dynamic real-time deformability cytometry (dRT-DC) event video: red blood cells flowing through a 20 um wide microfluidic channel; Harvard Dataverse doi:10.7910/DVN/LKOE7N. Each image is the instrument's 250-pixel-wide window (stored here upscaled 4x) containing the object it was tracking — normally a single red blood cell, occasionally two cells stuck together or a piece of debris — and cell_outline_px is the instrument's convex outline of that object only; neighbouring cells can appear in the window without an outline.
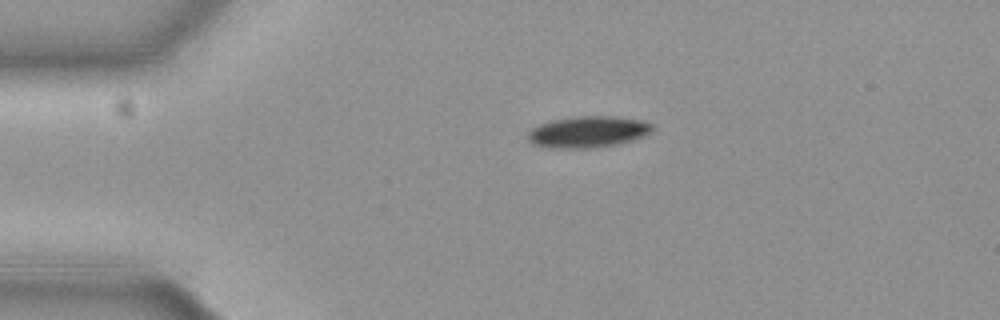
{"species": "common noctule bat (a hibernating species)", "species_latin": "Nyctalus noctula", "temperature_condition": "cold", "stored_images_in_passage": 37, "camera_frame_rate_fps": 3000, "um_per_image_px": 0.085, "animal": {"sex": "female", "body_mass_g": 19.3, "forearm_length_mm": 54.1}, "frame": {"image": 1, "passage_image": 1, "time_ms": 0.0, "image_size_px": [1000, 320], "cell_outline_px": [[652, 128], [648, 132], [640, 136], [616, 144], [584, 148], [552, 148], [532, 144], [528, 140], [528, 132], [532, 128], [540, 124], [552, 120], [576, 116], [612, 116], [636, 120], [652, 124]], "centroid_in_image_um": [49.86, 11.2], "position_along_channel_um": 35.1, "area_um2": 22.14}}
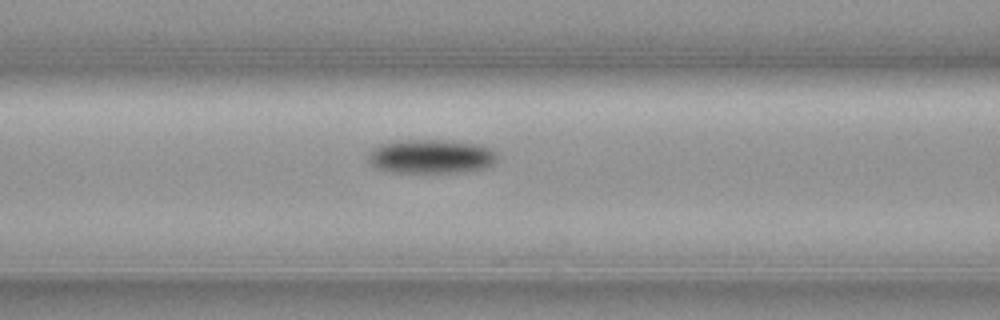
{"frame": {"image": 2, "passage_image": 12, "time_ms": 3.667, "image_size_px": [1000, 320], "cell_outline_px": [[496, 160], [492, 164], [484, 168], [464, 172], [388, 172], [376, 168], [368, 160], [368, 156], [372, 148], [380, 144], [400, 140], [452, 140], [480, 144], [492, 148], [496, 152]], "centroid_in_image_um": [36.65, 13.29], "position_along_channel_um": 130.0, "area_um2": 25.84}}
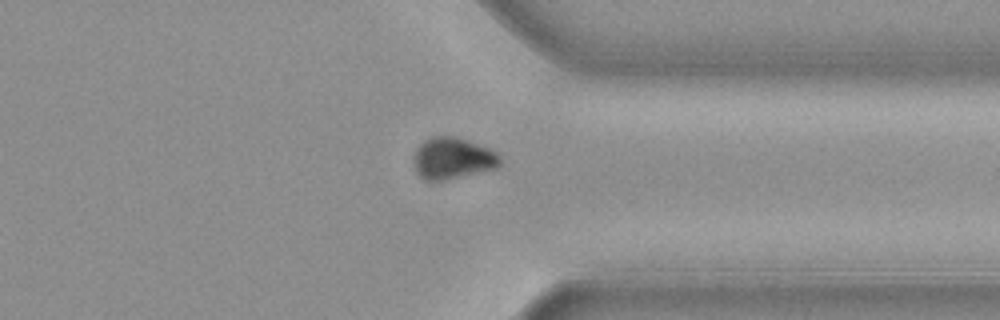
{"frame": {"image": 3, "passage_image": 32, "time_ms": 10.333, "image_size_px": [1000, 320], "cell_outline_px": [[500, 164], [496, 168], [444, 180], [424, 180], [416, 172], [416, 148], [424, 140], [432, 136], [456, 136], [468, 140], [488, 148], [496, 152], [500, 156]], "centroid_in_image_um": [38.49, 13.44], "position_along_channel_um": 372.9, "area_um2": 20.58}, "authors_computed_cell_mechanics": {"area_um2": 24.2182, "velocity_mm_per_s": 3.7037, "shape_relaxation_time_tau1_ms": 1.466, "shape_relaxation_time_tau2_ms": null, "deformation_change_tau1": 0.083, "deformation_change_tau2": null}}